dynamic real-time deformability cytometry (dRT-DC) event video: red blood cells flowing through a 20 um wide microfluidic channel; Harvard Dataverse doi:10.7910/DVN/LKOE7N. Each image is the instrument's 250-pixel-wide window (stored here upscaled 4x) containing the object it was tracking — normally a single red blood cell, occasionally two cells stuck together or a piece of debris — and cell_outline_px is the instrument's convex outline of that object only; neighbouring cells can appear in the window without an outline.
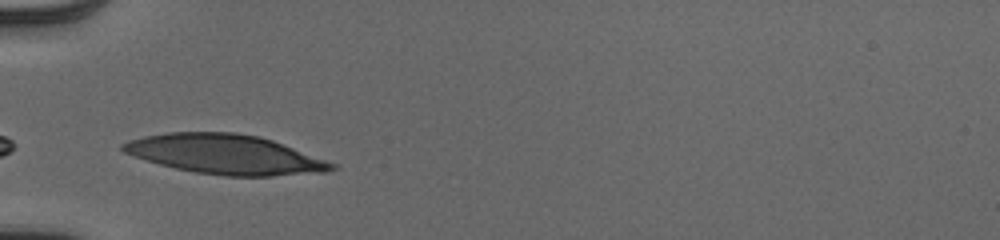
{"species": "human", "species_latin": "Homo sapiens", "temperature_condition": "cold", "stored_images_in_passage": 7, "camera_frame_rate_fps": 3000, "um_per_image_px": 0.085, "donor": {"sex": "male"}, "frame": {"image": 1, "passage_image": 1, "time_ms": 0.0, "image_size_px": [1000, 240], "cell_outline_px": [[336, 168], [324, 172], [268, 176], [224, 176], [196, 172], [176, 168], [160, 164], [124, 152], [120, 148], [120, 144], [128, 140], [144, 136], [168, 132], [236, 132], [260, 136], [272, 140], [336, 164]], "centroid_in_image_um": [19.12, 13.11], "position_along_channel_um": 65.9, "area_um2": 47.74}}
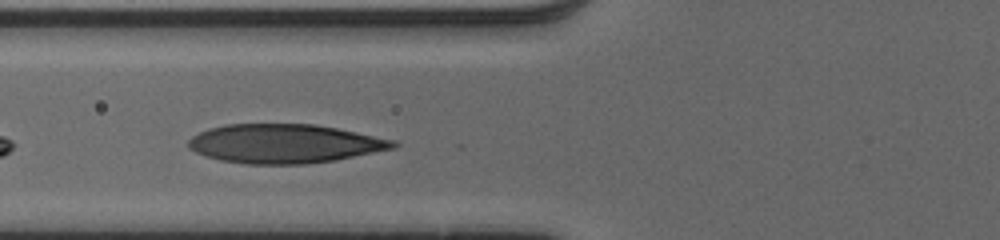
{"frame": {"image": 2, "passage_image": 4, "time_ms": 1.0, "image_size_px": [1000, 240], "cell_outline_px": [[400, 144], [396, 148], [336, 160], [304, 164], [244, 164], [220, 160], [204, 156], [188, 148], [188, 140], [192, 136], [208, 128], [224, 124], [316, 124], [396, 140]], "centroid_in_image_um": [24.19, 12.21], "position_along_channel_um": 101.6, "area_um2": 46.82}}
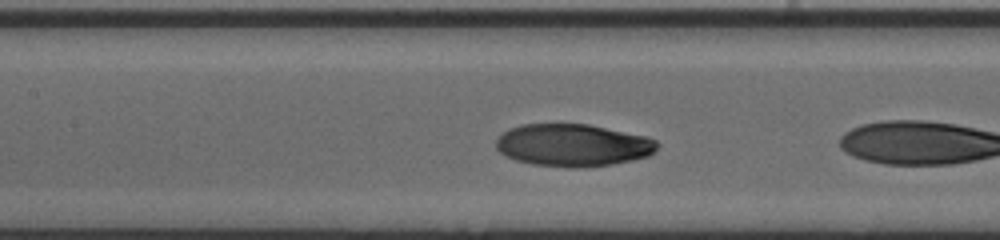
{"frame": {"image": 3, "passage_image": 6, "time_ms": 1.667, "image_size_px": [1000, 240], "cell_outline_px": [[656, 148], [648, 156], [632, 160], [612, 164], [584, 168], [572, 168], [532, 164], [516, 160], [500, 152], [496, 148], [496, 140], [508, 128], [520, 124], [588, 124], [648, 136], [656, 140]], "centroid_in_image_um": [48.69, 12.34], "position_along_channel_um": 158.7, "area_um2": 39.88}}